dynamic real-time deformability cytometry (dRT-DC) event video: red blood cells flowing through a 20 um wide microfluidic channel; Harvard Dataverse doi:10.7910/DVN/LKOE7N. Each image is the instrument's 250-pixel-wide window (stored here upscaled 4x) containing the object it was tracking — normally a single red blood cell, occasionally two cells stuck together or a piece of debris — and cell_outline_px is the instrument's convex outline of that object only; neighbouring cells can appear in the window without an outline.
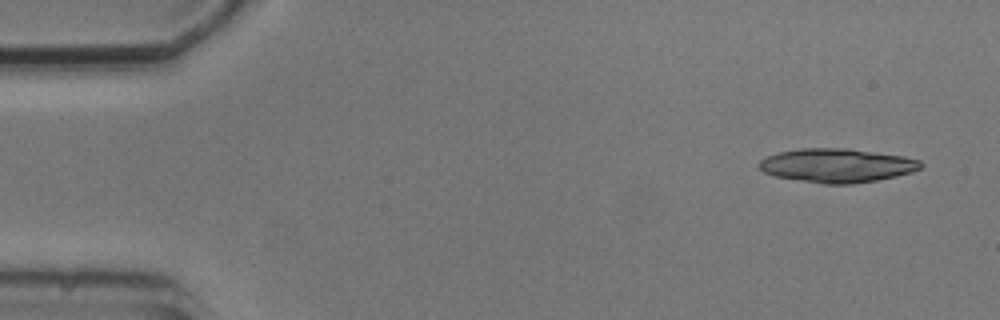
{"species": "common noctule bat (a hibernating species)", "species_latin": "Nyctalus noctula", "temperature_condition": "cold", "stored_images_in_passage": 7, "camera_frame_rate_fps": 3000, "um_per_image_px": 0.085, "animal": {"sex": "male", "body_mass_g": 20.5, "forearm_length_mm": 52.5}, "frame": {"image": 1, "passage_image": 1, "time_ms": 0.0, "image_size_px": [1000, 320], "cell_outline_px": [[924, 164], [920, 168], [912, 172], [896, 176], [876, 180], [852, 184], [824, 184], [776, 176], [764, 172], [760, 168], [760, 160], [768, 156], [780, 152], [800, 148], [848, 148], [904, 156], [920, 160]], "centroid_in_image_um": [71.18, 14.06], "position_along_channel_um": 13.8, "area_um2": 31.73}}
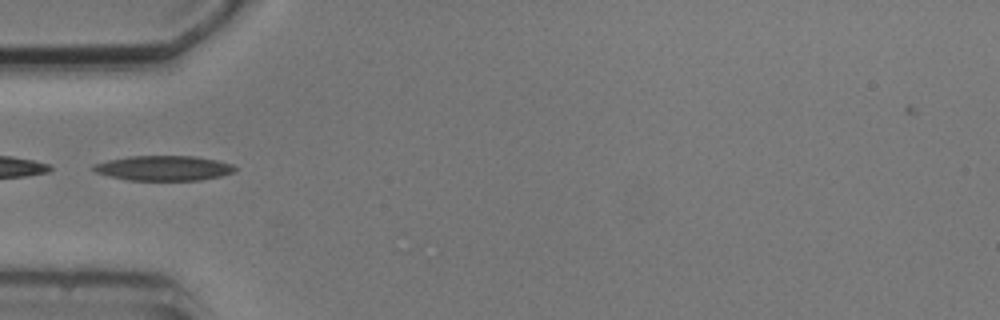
{"frame": {"image": 2, "passage_image": 5, "time_ms": 4.667, "image_size_px": [1000, 320], "cell_outline_px": [[236, 172], [220, 176], [200, 180], [128, 180], [96, 172], [92, 168], [92, 164], [108, 160], [128, 156], [196, 156], [216, 160], [232, 164], [236, 168]], "centroid_in_image_um": [13.93, 14.28], "position_along_channel_um": 71.1, "area_um2": 20.52}}